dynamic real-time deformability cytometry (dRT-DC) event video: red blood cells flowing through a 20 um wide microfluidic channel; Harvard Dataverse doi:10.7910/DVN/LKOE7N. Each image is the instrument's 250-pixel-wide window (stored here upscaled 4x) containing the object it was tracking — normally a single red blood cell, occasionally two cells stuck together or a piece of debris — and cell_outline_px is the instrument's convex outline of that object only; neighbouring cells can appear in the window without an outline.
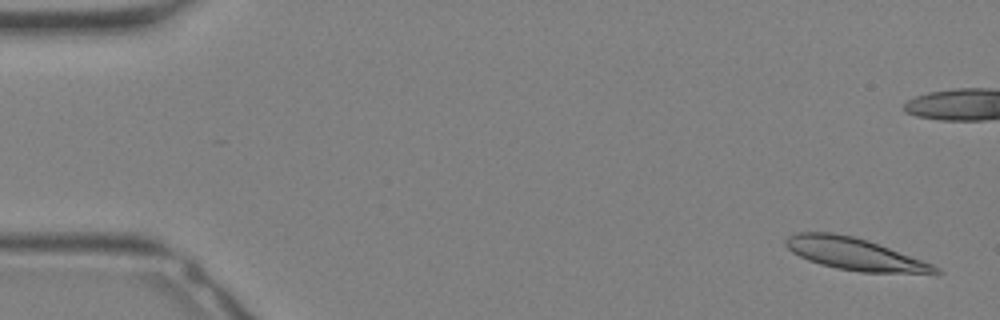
{"species": "Egyptian fruit bat (a non-hibernating species)", "species_latin": "Rousettus aegyptiacus", "temperature_condition": "warm", "stored_images_in_passage": 34, "camera_frame_rate_fps": 3000, "um_per_image_px": 0.085, "animal": {"sex": "female"}, "frame": {"image": 1, "passage_image": 2, "time_ms": 0.333, "image_size_px": [1000, 320], "cell_outline_px": [[944, 272], [860, 272], [836, 268], [820, 264], [808, 260], [792, 252], [784, 244], [784, 240], [788, 236], [796, 232], [832, 232], [852, 236], [868, 240], [932, 264], [940, 268]], "centroid_in_image_um": [72.55, 21.56], "position_along_channel_um": 12.5, "area_um2": 27.51}}
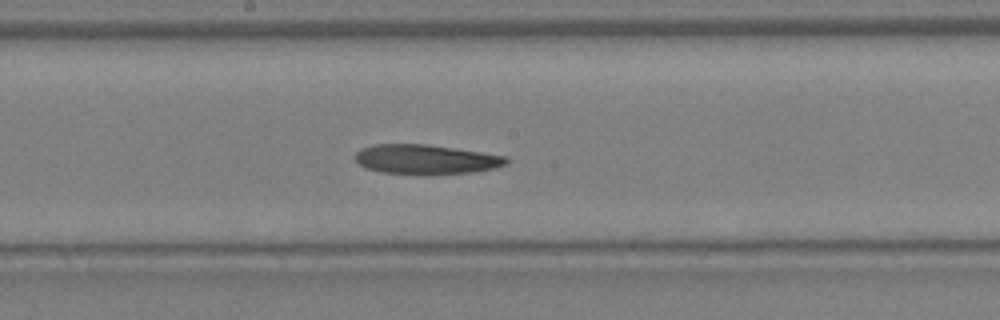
{"frame": {"image": 2, "passage_image": 18, "time_ms": 5.667, "image_size_px": [1000, 320], "cell_outline_px": [[512, 160], [508, 164], [496, 168], [472, 172], [384, 172], [368, 168], [360, 164], [356, 160], [356, 152], [360, 148], [372, 144], [428, 144], [508, 156]], "centroid_in_image_um": [36.27, 13.5], "position_along_channel_um": 211.9, "area_um2": 25.32}}
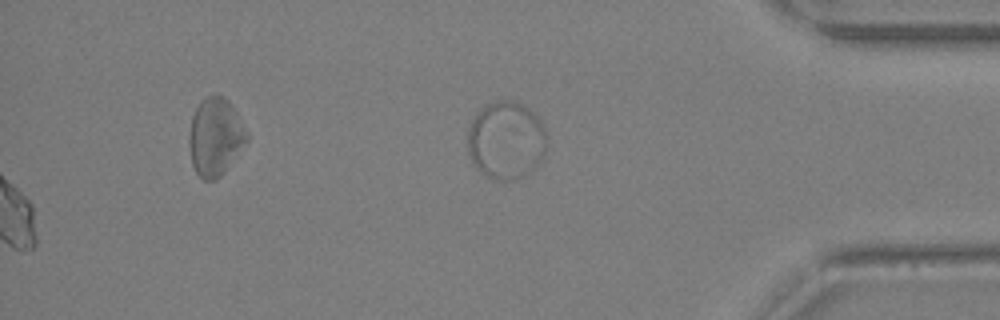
{"frame": {"image": 3, "passage_image": 34, "time_ms": 11.0, "image_size_px": [1000, 320], "cell_outline_px": [[548, 136], [544, 156], [540, 164], [536, 168], [524, 176], [516, 180], [492, 180], [480, 172], [476, 168], [468, 156], [468, 128], [476, 112], [488, 104], [496, 100], [512, 100], [520, 104], [532, 112], [544, 124]], "centroid_in_image_um": [43.03, 11.96], "position_along_channel_um": 392.2, "area_um2": 36.59}}